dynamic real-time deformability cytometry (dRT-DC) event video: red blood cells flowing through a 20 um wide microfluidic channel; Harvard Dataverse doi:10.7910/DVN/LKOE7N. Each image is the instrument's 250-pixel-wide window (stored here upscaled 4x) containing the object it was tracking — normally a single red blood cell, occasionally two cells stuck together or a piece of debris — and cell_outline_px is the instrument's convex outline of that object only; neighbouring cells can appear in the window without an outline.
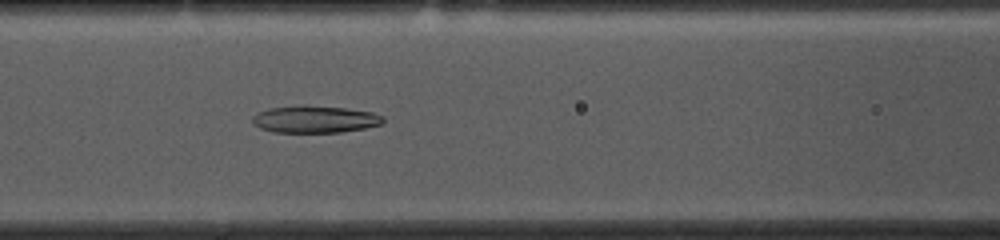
{"species": "common noctule bat (a hibernating species)", "species_latin": "Nyctalus noctula", "temperature_condition": "cold", "stored_images_in_passage": 50, "camera_frame_rate_fps": 3000, "um_per_image_px": 0.085, "animal": {"sex": "female", "body_mass_g": 10.0, "forearm_length_mm": 53.1}, "frame": {"image": 1, "passage_image": 18, "time_ms": 5.667, "image_size_px": [1000, 240], "cell_outline_px": [[384, 124], [364, 128], [340, 132], [272, 132], [260, 128], [252, 124], [252, 116], [268, 108], [304, 104], [308, 104], [344, 108], [372, 112], [384, 116]], "centroid_in_image_um": [26.76, 10.12], "position_along_channel_um": 139.8, "area_um2": 20.92}}
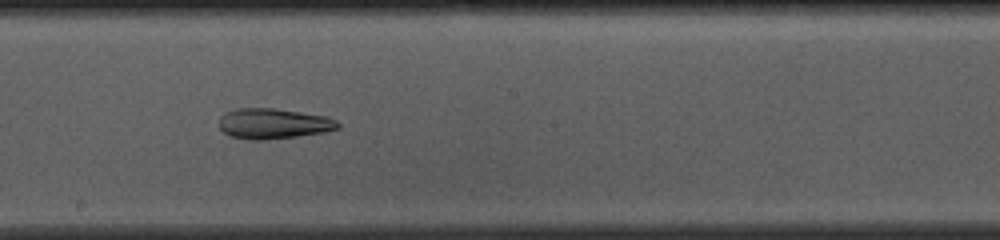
{"frame": {"image": 2, "passage_image": 25, "time_ms": 8.0, "image_size_px": [1000, 240], "cell_outline_px": [[340, 128], [324, 132], [296, 136], [264, 140], [252, 140], [232, 136], [224, 132], [220, 128], [220, 116], [224, 112], [236, 108], [272, 108], [300, 112], [324, 116], [336, 120], [340, 124]], "centroid_in_image_um": [23.22, 10.5], "position_along_channel_um": 225.0, "area_um2": 20.92}}
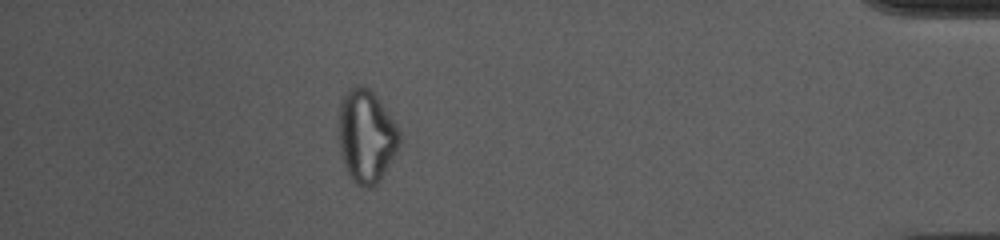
{"frame": {"image": 3, "passage_image": 44, "time_ms": 14.333, "image_size_px": [1000, 240], "cell_outline_px": [[400, 144], [380, 180], [372, 188], [364, 188], [356, 184], [352, 180], [340, 156], [336, 128], [336, 124], [340, 104], [344, 92], [348, 88], [356, 84], [360, 84], [372, 88], [380, 100], [400, 132]], "centroid_in_image_um": [31.08, 11.53], "position_along_channel_um": 404.1, "area_um2": 33.81}, "authors_computed_cell_mechanics": {"area_um2": 25.0274, "velocity_mm_per_s": 3.6537, "shape_relaxation_time_tau1_ms": null, "shape_relaxation_time_tau2_ms": 4.3156, "deformation_change_tau1": null, "deformation_change_tau2": 0.1401}}